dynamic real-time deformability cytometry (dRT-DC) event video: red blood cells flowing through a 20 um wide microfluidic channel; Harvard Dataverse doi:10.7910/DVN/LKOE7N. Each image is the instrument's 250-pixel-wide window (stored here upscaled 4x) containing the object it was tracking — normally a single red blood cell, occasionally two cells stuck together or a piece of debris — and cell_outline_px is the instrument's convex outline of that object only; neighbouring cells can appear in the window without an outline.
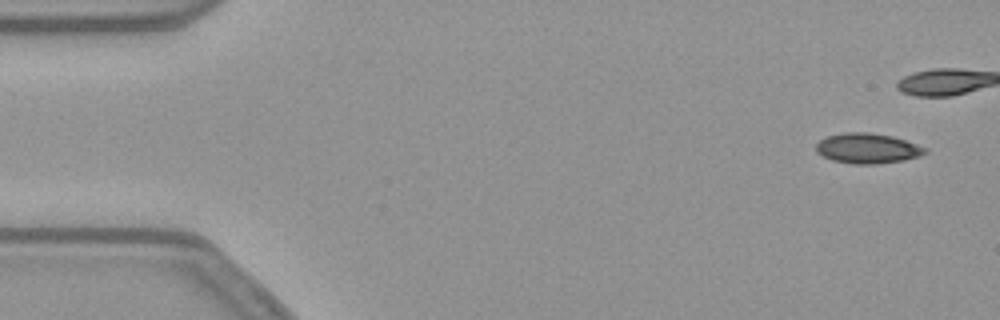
{"species": "common noctule bat (a hibernating species)", "species_latin": "Nyctalus noctula", "temperature_condition": "warm", "stored_images_in_passage": 40, "camera_frame_rate_fps": 3000, "um_per_image_px": 0.085, "animal": {"sex": "female", "body_mass_g": 21.9}, "frame": {"image": 1, "passage_image": 1, "time_ms": 0.0, "image_size_px": [1000, 320], "cell_outline_px": [[928, 152], [920, 156], [904, 160], [876, 164], [856, 164], [832, 160], [816, 152], [816, 144], [820, 140], [828, 136], [844, 132], [868, 132], [892, 136], [928, 148]], "centroid_in_image_um": [73.76, 12.61], "position_along_channel_um": 11.2, "area_um2": 19.13}}